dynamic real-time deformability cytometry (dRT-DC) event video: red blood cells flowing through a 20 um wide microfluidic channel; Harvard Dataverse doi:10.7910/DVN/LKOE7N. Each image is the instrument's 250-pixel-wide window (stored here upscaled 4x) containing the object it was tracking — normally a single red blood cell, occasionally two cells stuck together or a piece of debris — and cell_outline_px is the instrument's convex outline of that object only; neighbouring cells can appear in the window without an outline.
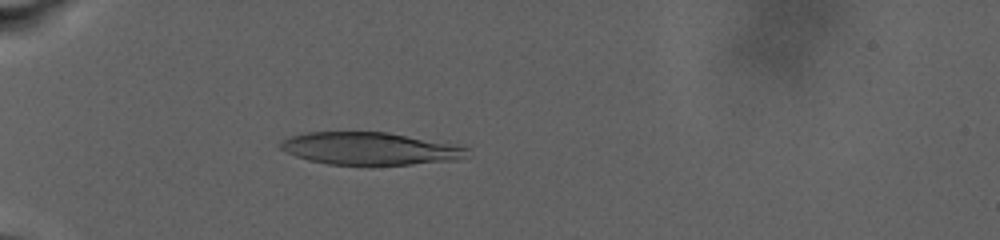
{"species": "human", "species_latin": "Homo sapiens", "temperature_condition": "warm", "stored_images_in_passage": 108, "camera_frame_rate_fps": 3000, "um_per_image_px": 0.085, "donor": {"sex": "male"}, "frame": {"image": 1, "passage_image": 56, "time_ms": 8.667, "image_size_px": [1000, 240], "cell_outline_px": [[472, 156], [456, 160], [372, 168], [328, 164], [308, 160], [296, 156], [280, 148], [280, 140], [288, 136], [308, 132], [384, 132], [464, 144], [468, 148]], "centroid_in_image_um": [31.56, 12.66], "position_along_channel_um": 53.4, "area_um2": 37.05}}
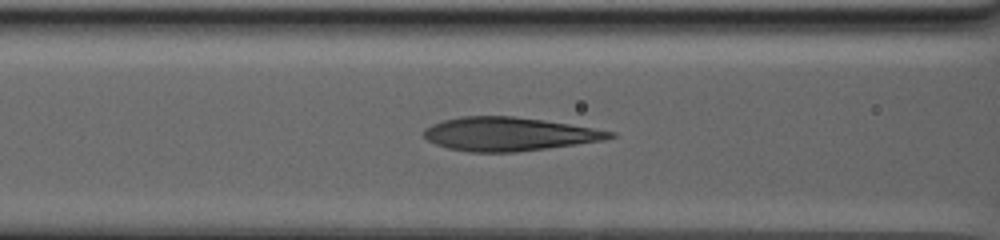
{"frame": {"image": 2, "passage_image": 78, "time_ms": 12.333, "image_size_px": [1000, 240], "cell_outline_px": [[616, 136], [604, 140], [544, 148], [512, 152], [468, 152], [448, 148], [436, 144], [428, 140], [424, 136], [424, 128], [432, 124], [444, 120], [464, 116], [512, 116], [544, 120], [616, 132]], "centroid_in_image_um": [43.23, 11.39], "position_along_channel_um": 123.4, "area_um2": 35.95}}
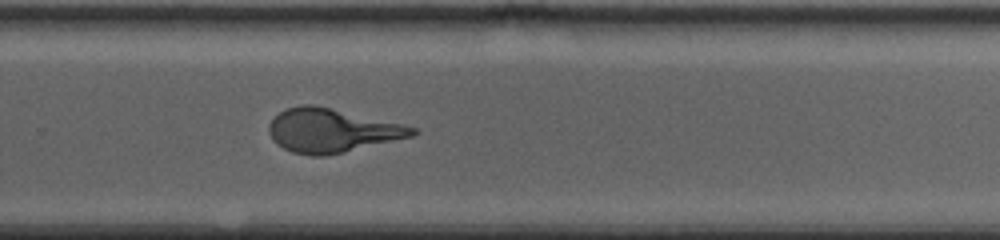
{"frame": {"image": 3, "passage_image": 108, "time_ms": 19.0, "image_size_px": [1000, 240], "cell_outline_px": [[420, 132], [412, 136], [324, 156], [312, 156], [292, 152], [276, 144], [272, 140], [268, 128], [268, 124], [280, 112], [288, 108], [304, 104], [312, 104], [404, 124], [416, 128]], "centroid_in_image_um": [28.18, 11.09], "position_along_channel_um": 301.6, "area_um2": 36.13}}